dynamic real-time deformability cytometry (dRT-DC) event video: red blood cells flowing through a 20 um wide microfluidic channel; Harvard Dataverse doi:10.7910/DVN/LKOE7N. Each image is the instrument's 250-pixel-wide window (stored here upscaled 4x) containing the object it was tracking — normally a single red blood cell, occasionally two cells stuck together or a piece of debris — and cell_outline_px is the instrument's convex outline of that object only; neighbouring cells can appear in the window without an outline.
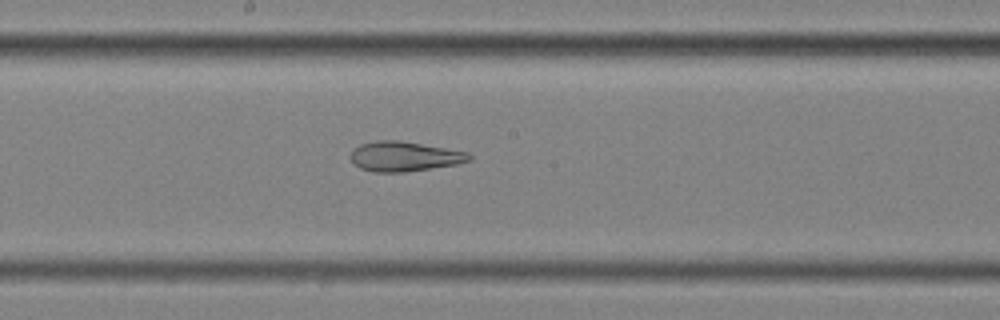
{"species": "common noctule bat (a hibernating species)", "species_latin": "Nyctalus noctula", "temperature_condition": "cold", "stored_images_in_passage": 58, "camera_frame_rate_fps": 3000, "um_per_image_px": 0.085, "animal": {"sex": "female", "body_mass_g": 25.1}, "frame": {"image": 1, "passage_image": 32, "time_ms": 10.333, "image_size_px": [1000, 320], "cell_outline_px": [[472, 160], [456, 164], [404, 172], [372, 172], [360, 168], [348, 156], [352, 148], [360, 144], [376, 140], [400, 140], [468, 152], [472, 156]], "centroid_in_image_um": [34.33, 13.28], "position_along_channel_um": 213.9, "area_um2": 20.69}}
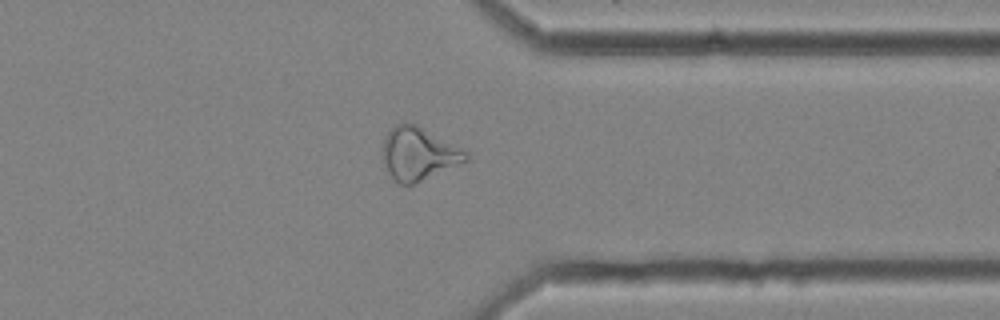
{"frame": {"image": 2, "passage_image": 46, "time_ms": 15.0, "image_size_px": [1000, 320], "cell_outline_px": [[468, 160], [412, 184], [400, 184], [388, 172], [380, 156], [384, 136], [396, 124], [416, 124], [464, 148], [468, 152]], "centroid_in_image_um": [35.56, 13.05], "position_along_channel_um": 375.8, "area_um2": 25.55}}
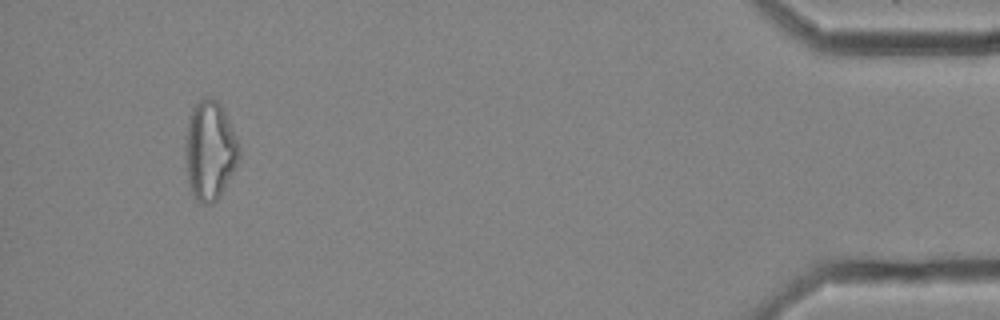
{"frame": {"image": 3, "passage_image": 55, "time_ms": 18.0, "image_size_px": [1000, 320], "cell_outline_px": [[240, 156], [236, 168], [220, 196], [212, 204], [196, 204], [188, 180], [184, 160], [184, 144], [188, 124], [192, 108], [204, 96], [208, 96], [216, 100], [220, 104], [240, 144]], "centroid_in_image_um": [17.83, 12.83], "position_along_channel_um": 417.4, "area_um2": 31.5}, "authors_computed_cell_mechanics": {"area_um2": 28.033, "velocity_mm_per_s": 3.5258, "shape_relaxation_time_tau1_ms": null, "shape_relaxation_time_tau2_ms": 4.0071, "deformation_change_tau1": null, "deformation_change_tau2": 0.1445}}